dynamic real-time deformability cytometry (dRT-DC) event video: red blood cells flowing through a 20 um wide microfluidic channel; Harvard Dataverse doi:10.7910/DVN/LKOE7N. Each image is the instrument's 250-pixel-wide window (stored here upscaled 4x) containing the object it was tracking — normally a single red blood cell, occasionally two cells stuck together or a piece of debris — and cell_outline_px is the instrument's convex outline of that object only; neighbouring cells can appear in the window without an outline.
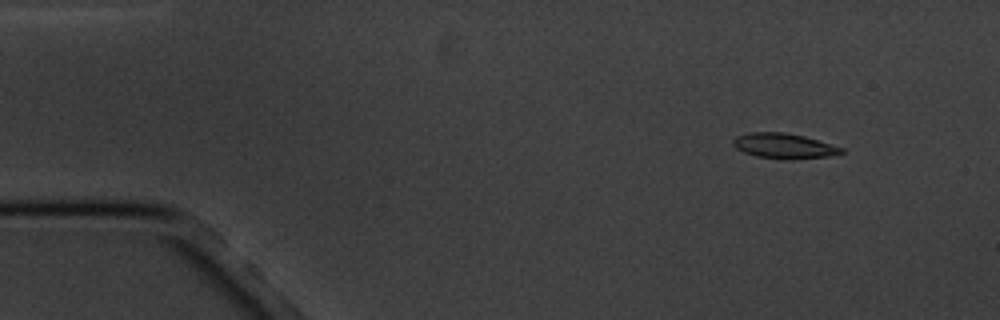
{"species": "common noctule bat (a hibernating species)", "species_latin": "Nyctalus noctula", "temperature_condition": "cold", "stored_images_in_passage": 5, "camera_frame_rate_fps": 3000, "um_per_image_px": 0.085, "animal": {"sex": "male", "body_mass_g": 20.1, "forearm_length_mm": 53.5}, "frame": {"image": 1, "passage_image": 2, "time_ms": 1.333, "image_size_px": [1000, 320], "cell_outline_px": [[844, 152], [828, 156], [792, 160], [788, 160], [756, 156], [744, 152], [736, 148], [732, 144], [732, 140], [736, 136], [748, 132], [784, 132], [804, 136], [844, 148]], "centroid_in_image_um": [66.61, 12.4], "position_along_channel_um": 18.4, "area_um2": 15.95}}
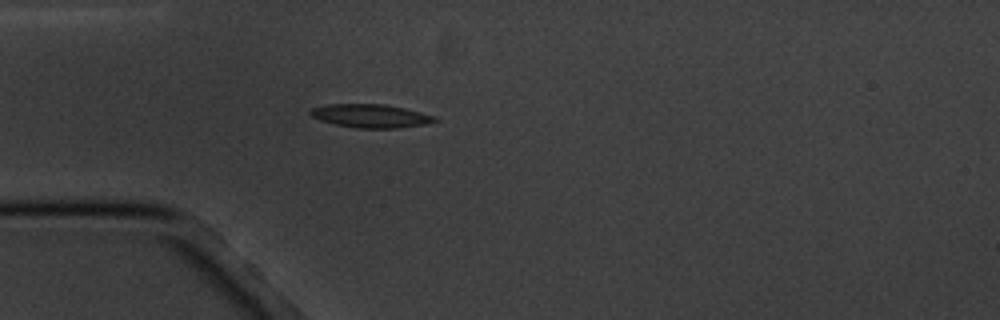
{"frame": {"image": 2, "passage_image": 5, "time_ms": 4.667, "image_size_px": [1000, 320], "cell_outline_px": [[440, 120], [424, 124], [396, 128], [356, 128], [336, 124], [320, 120], [312, 116], [308, 112], [312, 108], [328, 104], [384, 104], [404, 108], [436, 116]], "centroid_in_image_um": [31.52, 9.85], "position_along_channel_um": 53.5, "area_um2": 16.88}}